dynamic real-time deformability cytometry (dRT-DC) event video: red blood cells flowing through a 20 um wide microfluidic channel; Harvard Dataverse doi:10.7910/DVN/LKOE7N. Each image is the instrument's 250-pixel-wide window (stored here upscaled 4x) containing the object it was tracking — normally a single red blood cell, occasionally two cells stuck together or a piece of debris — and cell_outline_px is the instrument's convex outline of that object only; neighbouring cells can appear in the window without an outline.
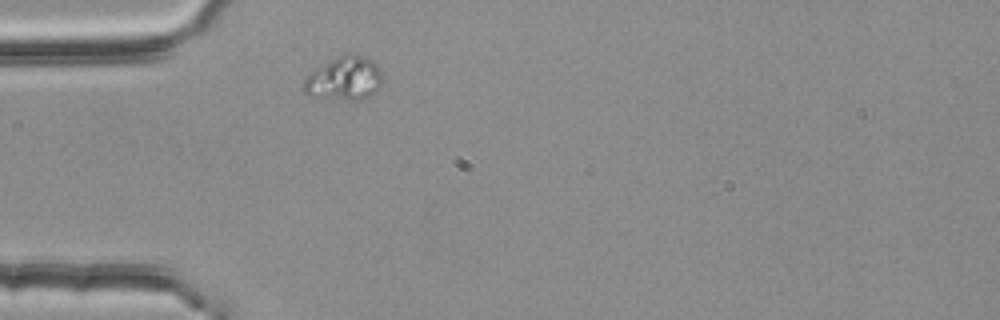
{"species": "common noctule bat (a hibernating species)", "species_latin": "Nyctalus noctula", "temperature_condition": "room temperature", "stored_images_in_passage": 1, "camera_frame_rate_fps": 3000, "um_per_image_px": 0.085, "animal": {"sex": "female", "body_mass_g": 25.1}, "frame": {"image": 1, "passage_image": 1, "time_ms": 0.0, "image_size_px": [1000, 320], "cell_outline_px": [[384, 80], [376, 92], [372, 96], [356, 100], [348, 100], [308, 96], [304, 92], [304, 80], [312, 68], [340, 56], [364, 56], [372, 60], [380, 68]], "centroid_in_image_um": [29.27, 6.7], "position_along_channel_um": 55.7, "area_um2": 20.11}}